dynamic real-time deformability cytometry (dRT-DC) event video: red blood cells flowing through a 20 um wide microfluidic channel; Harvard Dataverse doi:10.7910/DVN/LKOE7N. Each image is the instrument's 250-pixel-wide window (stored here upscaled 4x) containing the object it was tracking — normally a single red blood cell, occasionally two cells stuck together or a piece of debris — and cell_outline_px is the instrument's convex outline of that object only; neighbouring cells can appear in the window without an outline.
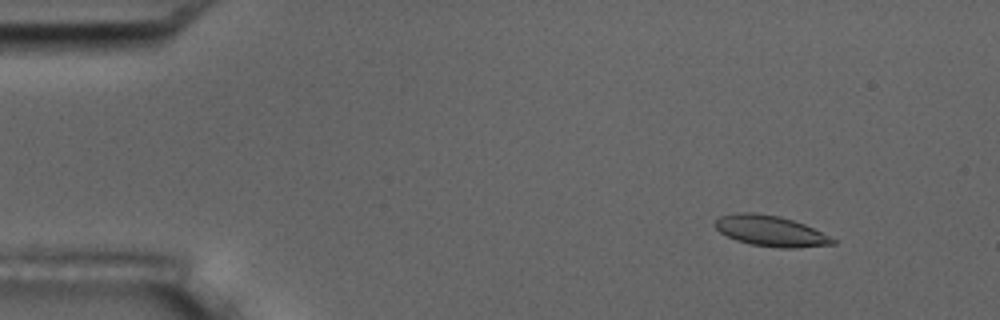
{"species": "common noctule bat (a hibernating species)", "species_latin": "Nyctalus noctula", "temperature_condition": "room temperature", "stored_images_in_passage": 4, "camera_frame_rate_fps": 3000, "um_per_image_px": 0.085, "animal": {"sex": "male", "body_mass_g": 17.5, "forearm_length_mm": 52.3}, "frame": {"image": 1, "passage_image": 2, "time_ms": 1.0, "image_size_px": [1000, 320], "cell_outline_px": [[836, 244], [796, 248], [780, 248], [752, 244], [736, 240], [720, 232], [712, 224], [720, 216], [736, 212], [756, 212], [780, 216], [804, 224], [836, 240]], "centroid_in_image_um": [65.46, 19.62], "position_along_channel_um": 19.5, "area_um2": 20.98}}
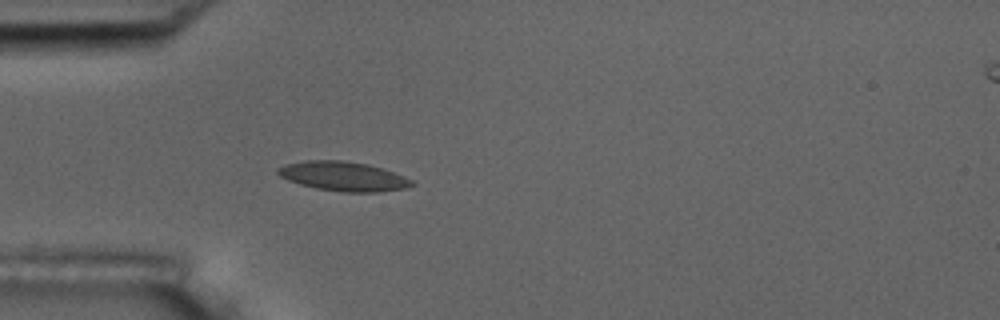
{"frame": {"image": 2, "passage_image": 4, "time_ms": 4.333, "image_size_px": [1000, 320], "cell_outline_px": [[416, 184], [404, 188], [376, 192], [344, 192], [316, 188], [300, 184], [288, 180], [280, 176], [276, 172], [276, 168], [284, 164], [304, 160], [344, 160], [368, 164], [404, 176], [412, 180]], "centroid_in_image_um": [29.14, 14.97], "position_along_channel_um": 55.9, "area_um2": 22.89}}